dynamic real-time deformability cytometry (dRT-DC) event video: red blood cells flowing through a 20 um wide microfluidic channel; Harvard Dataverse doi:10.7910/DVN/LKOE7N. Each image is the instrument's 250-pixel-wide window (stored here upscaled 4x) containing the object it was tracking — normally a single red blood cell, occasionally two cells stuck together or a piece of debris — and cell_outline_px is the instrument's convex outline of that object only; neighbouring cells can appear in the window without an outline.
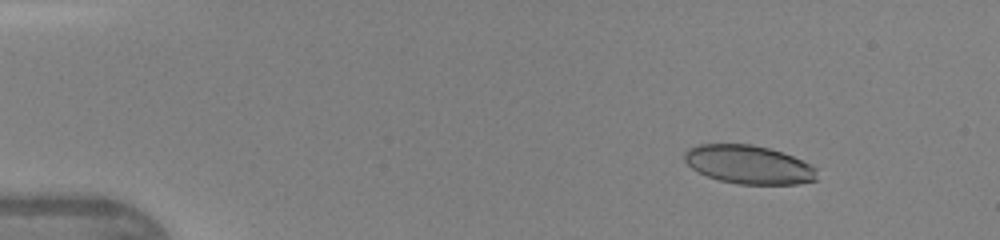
{"species": "human", "species_latin": "Homo sapiens", "temperature_condition": "warm", "stored_images_in_passage": 47, "camera_frame_rate_fps": 3000, "um_per_image_px": 0.085, "donor": {"sex": "female"}, "frame": {"image": 1, "passage_image": 6, "time_ms": 1.667, "image_size_px": [1000, 240], "cell_outline_px": [[816, 180], [796, 184], [740, 184], [720, 180], [708, 176], [692, 168], [684, 160], [684, 152], [688, 148], [700, 144], [752, 144], [768, 148], [792, 156], [812, 164], [816, 168]], "centroid_in_image_um": [63.64, 13.98], "position_along_channel_um": 21.4, "area_um2": 29.59}}
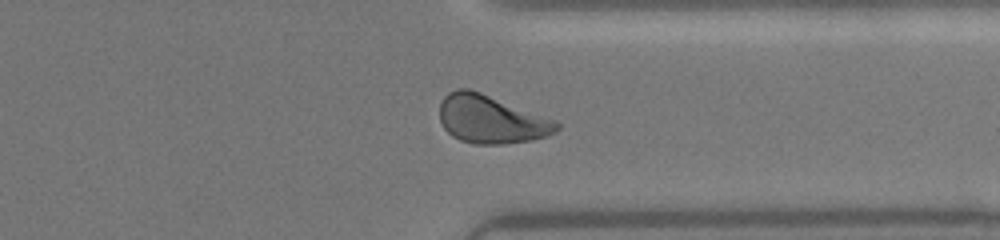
{"frame": {"image": 2, "passage_image": 37, "time_ms": 12.0, "image_size_px": [1000, 240], "cell_outline_px": [[560, 128], [556, 132], [548, 136], [532, 140], [504, 144], [476, 144], [460, 140], [452, 136], [444, 128], [440, 120], [440, 104], [444, 96], [448, 92], [456, 88], [468, 88], [480, 92], [556, 120], [560, 124]], "centroid_in_image_um": [41.75, 10.14], "position_along_channel_um": 369.6, "area_um2": 32.95}}
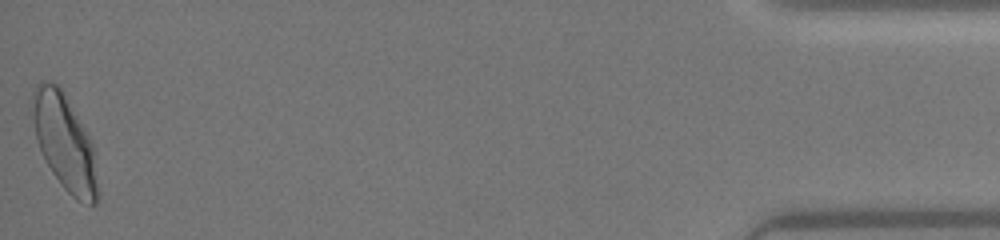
{"frame": {"image": 3, "passage_image": 47, "time_ms": 15.333, "image_size_px": [1000, 240], "cell_outline_px": [[100, 196], [96, 204], [88, 204], [76, 200], [64, 188], [52, 172], [36, 140], [28, 104], [32, 88], [40, 80], [48, 80], [56, 84], [60, 88], [84, 128], [92, 144]], "centroid_in_image_um": [5.43, 12.06], "position_along_channel_um": 429.8, "area_um2": 36.7}, "authors_computed_cell_mechanics": {"area_um2": 31.79, "velocity_mm_per_s": 4.3326, "shape_relaxation_time_tau1_ms": 3.9122, "shape_relaxation_time_tau2_ms": 0.8447, "deformation_change_tau1": 0.1431, "deformation_change_tau2": 0.0733}}